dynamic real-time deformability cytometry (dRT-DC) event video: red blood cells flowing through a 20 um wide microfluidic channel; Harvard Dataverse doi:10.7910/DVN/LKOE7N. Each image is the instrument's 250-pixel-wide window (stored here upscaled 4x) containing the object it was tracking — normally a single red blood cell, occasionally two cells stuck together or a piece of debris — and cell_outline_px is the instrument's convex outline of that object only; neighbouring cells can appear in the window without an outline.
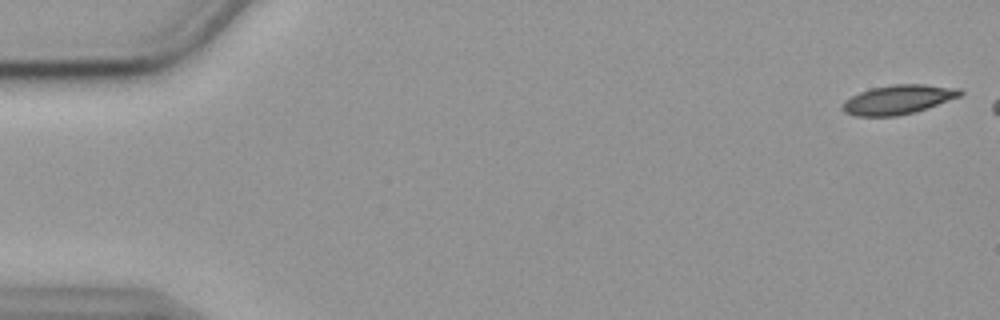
{"species": "common noctule bat (a hibernating species)", "species_latin": "Nyctalus noctula", "temperature_condition": "cold", "stored_images_in_passage": 37, "camera_frame_rate_fps": 3000, "um_per_image_px": 0.085, "animal": {"sex": "female", "body_mass_g": 19.9}, "frame": {"image": 1, "passage_image": 1, "time_ms": 0.0, "image_size_px": [1000, 320], "cell_outline_px": [[964, 92], [960, 96], [916, 112], [896, 116], [856, 116], [844, 112], [840, 108], [844, 100], [860, 92], [872, 88], [892, 84], [924, 84], [960, 88]], "centroid_in_image_um": [76.33, 8.46], "position_along_channel_um": 8.7, "area_um2": 20.11}}
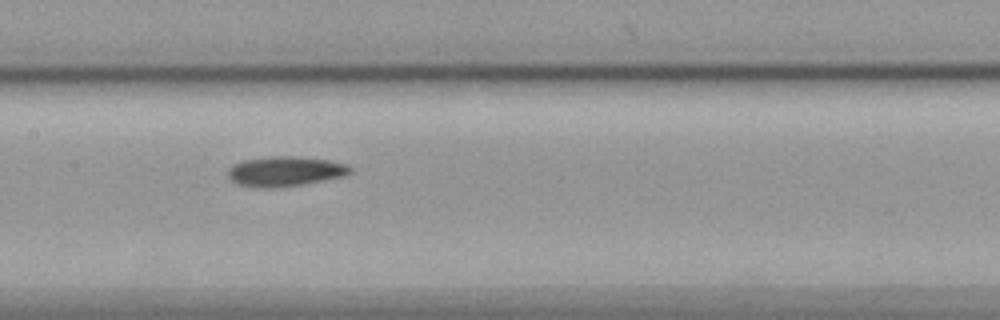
{"frame": {"image": 2, "passage_image": 27, "time_ms": 8.667, "image_size_px": [1000, 320], "cell_outline_px": [[352, 172], [344, 176], [280, 188], [256, 188], [236, 184], [228, 176], [228, 168], [232, 164], [244, 160], [268, 156], [296, 156], [328, 160], [348, 164], [352, 168]], "centroid_in_image_um": [24.21, 14.56], "position_along_channel_um": 183.2, "area_um2": 21.56}}
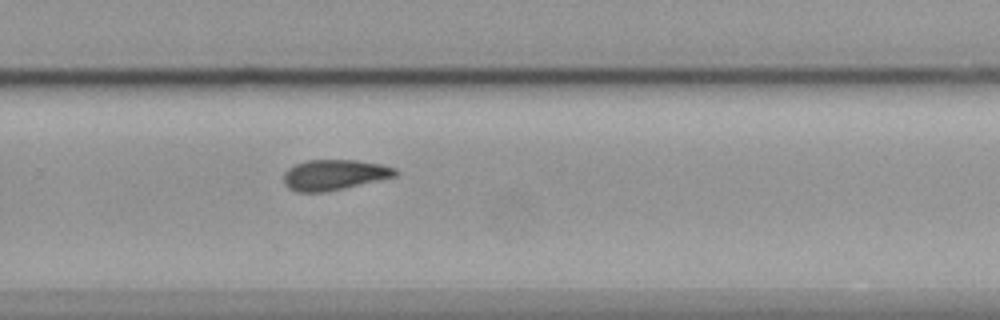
{"frame": {"image": 3, "passage_image": 37, "time_ms": 12.0, "image_size_px": [1000, 320], "cell_outline_px": [[400, 172], [396, 176], [344, 188], [324, 192], [296, 192], [288, 188], [284, 184], [284, 172], [288, 168], [296, 164], [308, 160], [356, 160], [380, 164], [396, 168]], "centroid_in_image_um": [28.41, 14.86], "position_along_channel_um": 301.4, "area_um2": 19.83}}